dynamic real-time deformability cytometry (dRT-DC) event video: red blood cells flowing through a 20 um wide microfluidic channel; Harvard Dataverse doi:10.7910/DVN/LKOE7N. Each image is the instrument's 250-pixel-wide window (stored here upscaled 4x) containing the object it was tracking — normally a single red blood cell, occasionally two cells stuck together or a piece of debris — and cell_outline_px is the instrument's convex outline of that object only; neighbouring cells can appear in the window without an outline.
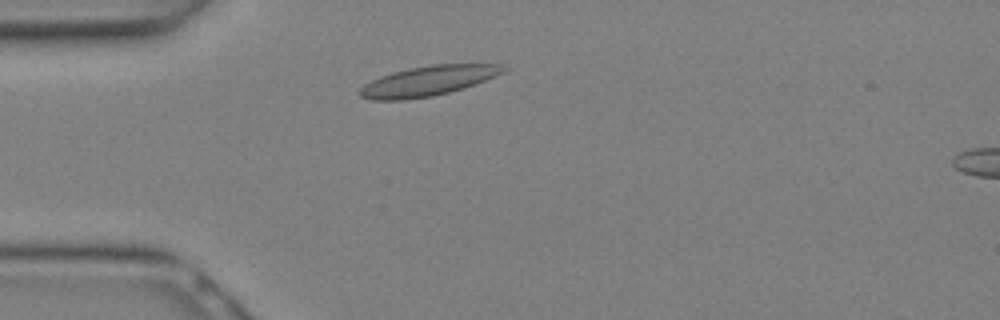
{"species": "Egyptian fruit bat (a non-hibernating species)", "species_latin": "Rousettus aegyptiacus", "temperature_condition": "warm", "stored_images_in_passage": 9, "camera_frame_rate_fps": 3000, "um_per_image_px": 0.085, "animal": {"sex": "female"}, "frame": {"image": 1, "passage_image": 3, "time_ms": 0.667, "image_size_px": [1000, 320], "cell_outline_px": [[508, 68], [504, 72], [496, 76], [476, 84], [464, 88], [432, 96], [404, 100], [372, 100], [360, 96], [360, 88], [364, 84], [380, 76], [392, 72], [408, 68], [432, 64], [500, 64]], "centroid_in_image_um": [36.39, 6.87], "position_along_channel_um": 48.6, "area_um2": 25.09}}
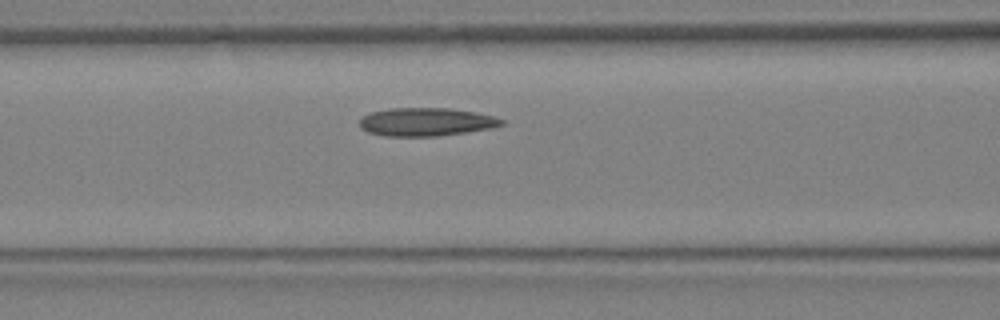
{"frame": {"image": 2, "passage_image": 7, "time_ms": 2.0, "image_size_px": [1000, 320], "cell_outline_px": [[504, 124], [492, 128], [436, 136], [388, 136], [368, 132], [360, 128], [360, 120], [364, 116], [372, 112], [388, 108], [448, 108], [476, 112], [492, 116], [504, 120]], "centroid_in_image_um": [36.22, 10.36], "position_along_channel_um": 130.4, "area_um2": 23.18}}
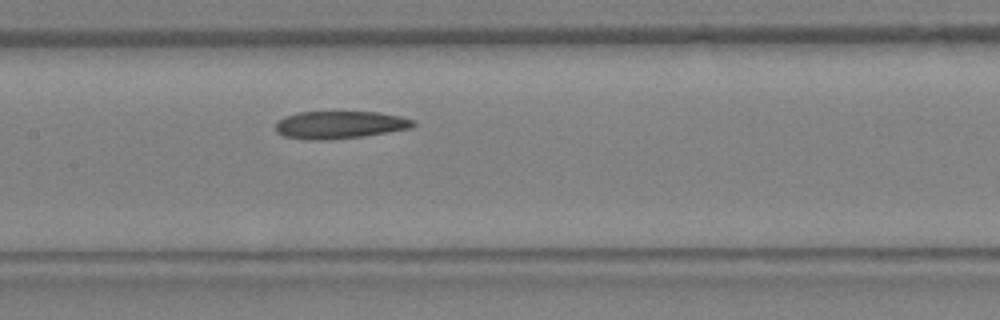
{"frame": {"image": 3, "passage_image": 9, "time_ms": 2.667, "image_size_px": [1000, 320], "cell_outline_px": [[416, 124], [412, 128], [388, 132], [360, 136], [312, 140], [284, 136], [276, 132], [276, 120], [284, 116], [300, 112], [380, 112], [400, 116], [416, 120]], "centroid_in_image_um": [28.89, 10.59], "position_along_channel_um": 178.5, "area_um2": 21.96}}